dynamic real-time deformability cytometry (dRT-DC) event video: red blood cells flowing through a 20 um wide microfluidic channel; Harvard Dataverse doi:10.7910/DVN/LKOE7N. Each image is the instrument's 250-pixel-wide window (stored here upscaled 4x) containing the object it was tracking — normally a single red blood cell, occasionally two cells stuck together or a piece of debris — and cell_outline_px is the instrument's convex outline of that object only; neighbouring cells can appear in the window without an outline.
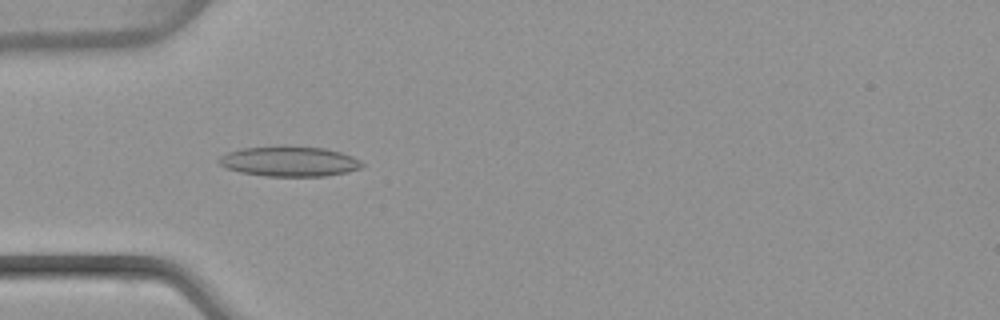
{"species": "common noctule bat (a hibernating species)", "species_latin": "Nyctalus noctula", "temperature_condition": "warm", "stored_images_in_passage": 50, "camera_frame_rate_fps": 3000, "um_per_image_px": 0.085, "animal": {"sex": "female", "body_mass_g": 22.7, "forearm_length_mm": 54.2}, "frame": {"image": 1, "passage_image": 15, "time_ms": 4.667, "image_size_px": [1000, 320], "cell_outline_px": [[364, 164], [360, 168], [348, 172], [324, 176], [264, 176], [240, 172], [228, 168], [220, 164], [216, 160], [220, 156], [228, 152], [240, 148], [324, 148], [340, 152], [352, 156], [360, 160]], "centroid_in_image_um": [24.6, 13.75], "position_along_channel_um": 60.4, "area_um2": 24.39}}
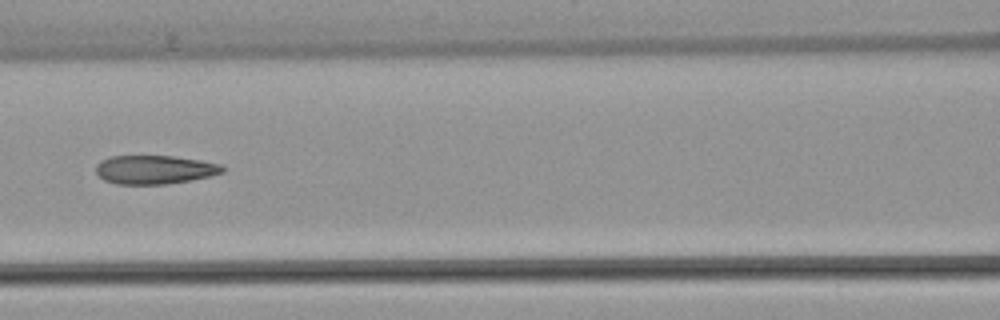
{"frame": {"image": 2, "passage_image": 22, "time_ms": 7.0, "image_size_px": [1000, 320], "cell_outline_px": [[224, 172], [208, 176], [188, 180], [164, 184], [116, 184], [104, 180], [96, 172], [96, 164], [100, 160], [108, 156], [172, 156], [200, 160], [220, 164], [224, 168]], "centroid_in_image_um": [13.09, 14.41], "position_along_channel_um": 153.5, "area_um2": 21.04}}
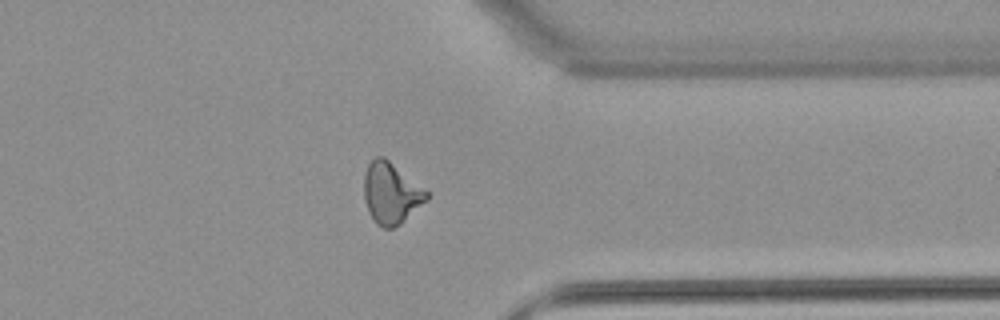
{"frame": {"image": 3, "passage_image": 39, "time_ms": 12.667, "image_size_px": [1000, 320], "cell_outline_px": [[428, 200], [400, 224], [392, 228], [384, 228], [376, 224], [368, 212], [364, 200], [364, 176], [368, 164], [376, 156], [384, 156], [428, 192]], "centroid_in_image_um": [33.22, 16.43], "position_along_channel_um": 378.2, "area_um2": 22.25}, "authors_computed_cell_mechanics": {"area_um2": 22.3108, "velocity_mm_per_s": 4.073, "shape_relaxation_time_tau1_ms": 8.0558, "shape_relaxation_time_tau2_ms": 1.6282, "deformation_change_tau1": 0.2166, "deformation_change_tau2": 0.0866}}